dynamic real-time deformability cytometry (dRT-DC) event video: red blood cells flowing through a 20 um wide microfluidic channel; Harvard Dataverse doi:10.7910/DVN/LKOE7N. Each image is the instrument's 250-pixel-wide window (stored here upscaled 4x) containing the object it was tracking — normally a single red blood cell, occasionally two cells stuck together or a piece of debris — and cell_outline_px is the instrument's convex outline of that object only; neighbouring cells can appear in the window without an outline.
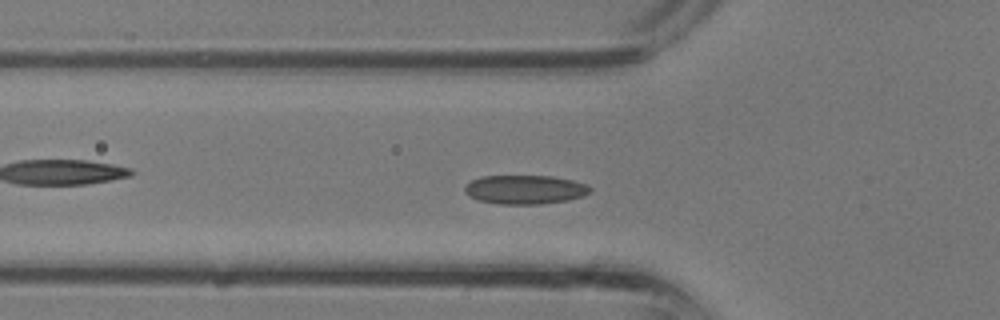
{"species": "common noctule bat (a hibernating species)", "species_latin": "Nyctalus noctula", "temperature_condition": "room temperature", "stored_images_in_passage": 31, "camera_frame_rate_fps": 3000, "um_per_image_px": 0.085, "animal": {"sex": "male", "body_mass_g": 13.3}, "frame": {"image": 1, "passage_image": 7, "time_ms": 2.0, "image_size_px": [1000, 320], "cell_outline_px": [[592, 192], [584, 196], [568, 200], [540, 204], [496, 204], [480, 200], [464, 192], [464, 188], [472, 180], [480, 176], [552, 176], [572, 180], [584, 184], [592, 188]], "centroid_in_image_um": [44.65, 16.11], "position_along_channel_um": 81.1, "area_um2": 21.1}}
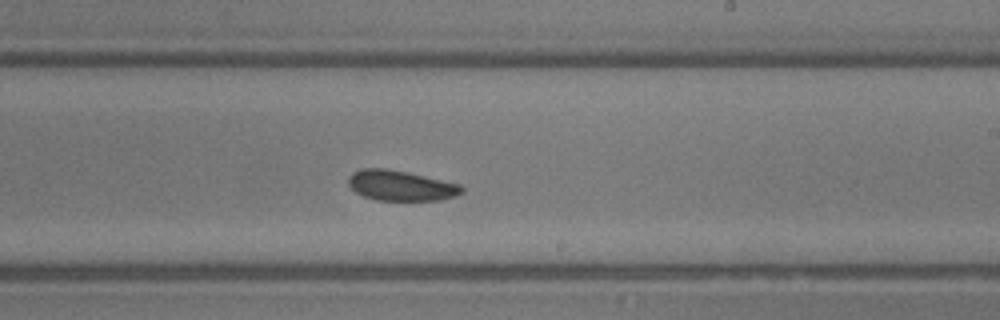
{"frame": {"image": 2, "passage_image": 16, "time_ms": 5.0, "image_size_px": [1000, 320], "cell_outline_px": [[464, 192], [456, 196], [440, 200], [376, 200], [364, 196], [356, 192], [348, 184], [348, 176], [352, 172], [360, 168], [388, 168], [408, 172], [460, 184], [464, 188]], "centroid_in_image_um": [34.06, 15.76], "position_along_channel_um": 254.9, "area_um2": 20.17}}
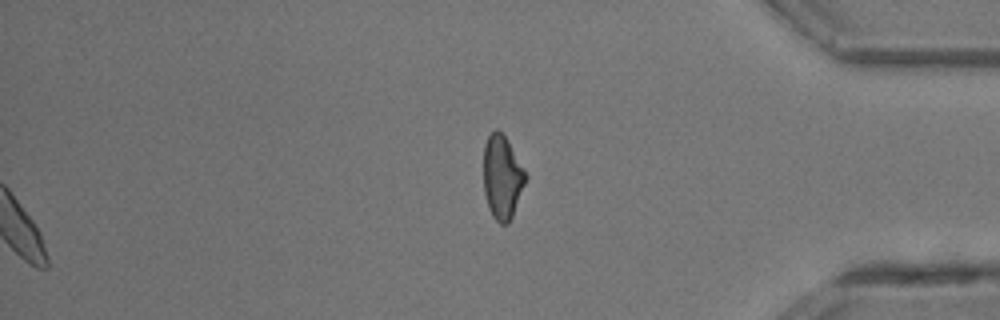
{"frame": {"image": 3, "passage_image": 31, "time_ms": 10.0, "image_size_px": [1000, 320], "cell_outline_px": [[528, 176], [512, 216], [508, 224], [500, 224], [492, 216], [488, 208], [484, 192], [484, 144], [488, 136], [496, 128], [508, 140], [524, 168]], "centroid_in_image_um": [42.69, 15.06], "position_along_channel_um": 392.5, "area_um2": 20.52}}